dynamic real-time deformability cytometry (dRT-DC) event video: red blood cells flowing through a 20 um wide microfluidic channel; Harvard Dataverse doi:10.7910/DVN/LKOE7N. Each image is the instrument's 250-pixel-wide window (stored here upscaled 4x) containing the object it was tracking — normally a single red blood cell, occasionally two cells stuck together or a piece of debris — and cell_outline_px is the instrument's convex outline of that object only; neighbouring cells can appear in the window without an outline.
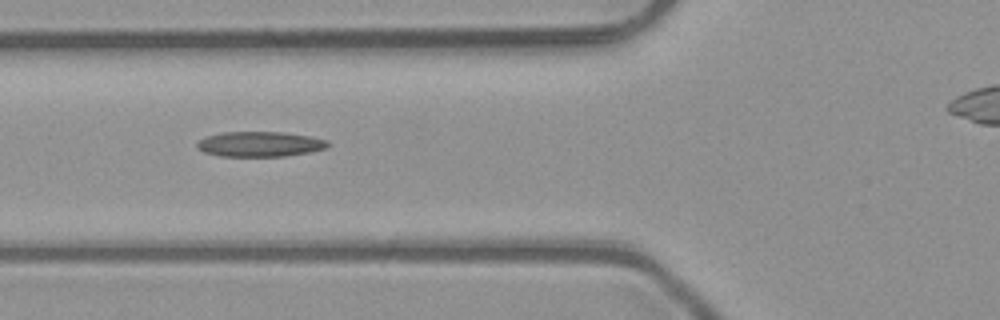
{"species": "common noctule bat (a hibernating species)", "species_latin": "Nyctalus noctula", "temperature_condition": "room temperature", "stored_images_in_passage": 6, "camera_frame_rate_fps": 3000, "um_per_image_px": 0.085, "animal": {"sex": "male", "body_mass_g": 23.1, "forearm_length_mm": 52.7}, "frame": {"image": 1, "passage_image": 4, "time_ms": 1.0, "image_size_px": [1000, 320], "cell_outline_px": [[328, 148], [308, 152], [284, 156], [220, 156], [204, 152], [196, 148], [196, 144], [200, 140], [208, 136], [224, 132], [284, 132], [312, 136], [328, 140]], "centroid_in_image_um": [22.11, 12.24], "position_along_channel_um": 103.7, "area_um2": 19.13}}
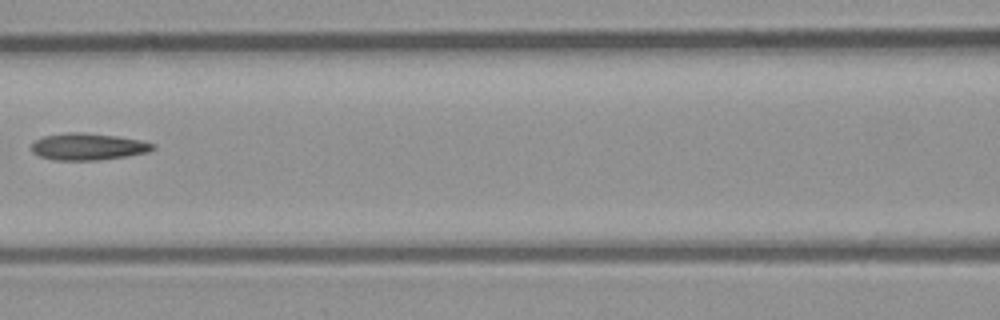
{"frame": {"image": 2, "passage_image": 5, "time_ms": 1.333, "image_size_px": [1000, 320], "cell_outline_px": [[156, 148], [148, 152], [128, 156], [96, 160], [52, 160], [40, 156], [32, 152], [32, 144], [36, 140], [44, 136], [64, 132], [84, 132], [116, 136], [140, 140], [156, 144]], "centroid_in_image_um": [7.5, 12.46], "position_along_channel_um": 159.1, "area_um2": 19.07}}
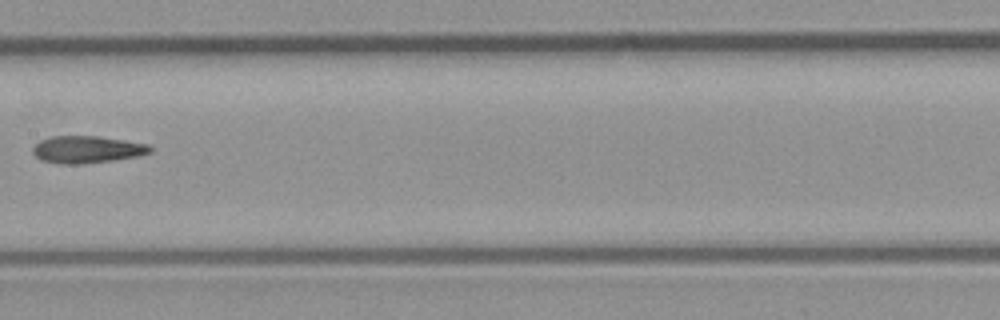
{"frame": {"image": 3, "passage_image": 6, "time_ms": 1.667, "image_size_px": [1000, 320], "cell_outline_px": [[152, 152], [140, 156], [112, 160], [76, 164], [64, 164], [40, 160], [32, 152], [32, 148], [40, 140], [52, 136], [100, 136], [148, 144], [152, 148]], "centroid_in_image_um": [7.4, 12.7], "position_along_channel_um": 200.0, "area_um2": 18.55}}